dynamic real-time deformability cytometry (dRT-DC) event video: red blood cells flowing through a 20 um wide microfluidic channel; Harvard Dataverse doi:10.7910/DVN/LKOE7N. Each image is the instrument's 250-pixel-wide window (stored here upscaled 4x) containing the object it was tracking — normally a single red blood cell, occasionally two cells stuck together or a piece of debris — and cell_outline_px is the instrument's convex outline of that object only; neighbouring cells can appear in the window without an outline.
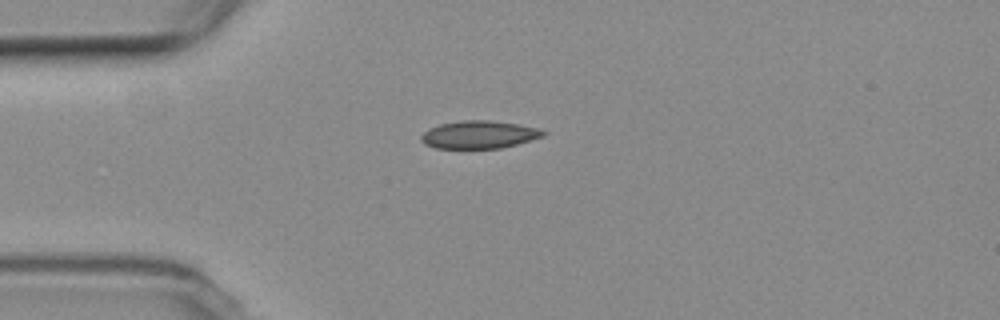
{"species": "common noctule bat (a hibernating species)", "species_latin": "Nyctalus noctula", "temperature_condition": "room temperature", "stored_images_in_passage": 12, "camera_frame_rate_fps": 3000, "um_per_image_px": 0.085, "animal": {"sex": "female", "body_mass_g": 19.3, "forearm_length_mm": 54.1}, "frame": {"image": 1, "passage_image": 1, "time_ms": 0.0, "image_size_px": [1000, 320], "cell_outline_px": [[548, 132], [544, 136], [516, 144], [500, 148], [436, 148], [424, 144], [420, 140], [420, 136], [428, 128], [440, 124], [460, 120], [488, 120], [516, 124], [540, 128]], "centroid_in_image_um": [40.71, 11.44], "position_along_channel_um": 44.3, "area_um2": 19.77}}
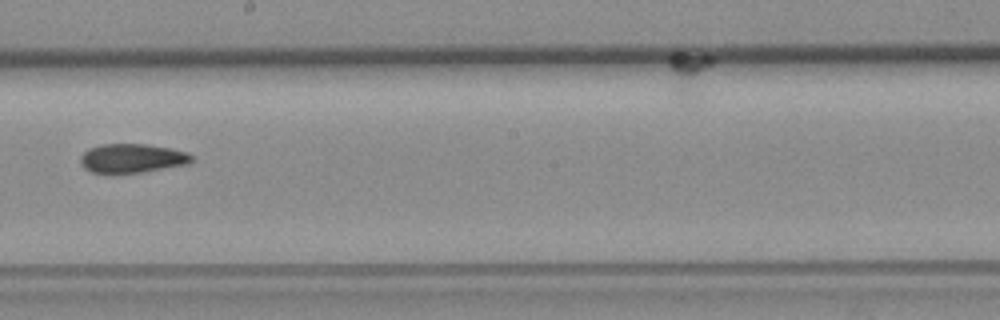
{"frame": {"image": 2, "passage_image": 6, "time_ms": 6.0, "image_size_px": [1000, 320], "cell_outline_px": [[192, 164], [144, 172], [108, 176], [92, 172], [84, 168], [80, 164], [80, 156], [88, 148], [100, 144], [144, 144], [172, 148], [188, 152], [192, 156]], "centroid_in_image_um": [11.21, 13.49], "position_along_channel_um": 237.0, "area_um2": 19.71}}
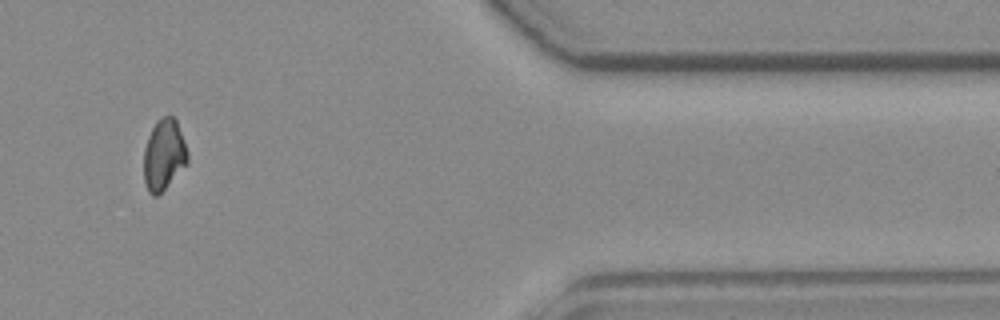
{"frame": {"image": 3, "passage_image": 10, "time_ms": 11.667, "image_size_px": [1000, 320], "cell_outline_px": [[188, 164], [156, 196], [152, 196], [148, 192], [144, 180], [144, 148], [148, 136], [156, 120], [164, 116], [172, 116], [176, 120], [188, 152]], "centroid_in_image_um": [13.92, 13.15], "position_along_channel_um": 397.5, "area_um2": 18.03}, "authors_computed_cell_mechanics": {"area_um2": 19.1896, "velocity_mm_per_s": 3.5026, "shape_relaxation_time_tau1_ms": 7.8248, "shape_relaxation_time_tau2_ms": null, "deformation_change_tau1": 0.118, "deformation_change_tau2": null}}